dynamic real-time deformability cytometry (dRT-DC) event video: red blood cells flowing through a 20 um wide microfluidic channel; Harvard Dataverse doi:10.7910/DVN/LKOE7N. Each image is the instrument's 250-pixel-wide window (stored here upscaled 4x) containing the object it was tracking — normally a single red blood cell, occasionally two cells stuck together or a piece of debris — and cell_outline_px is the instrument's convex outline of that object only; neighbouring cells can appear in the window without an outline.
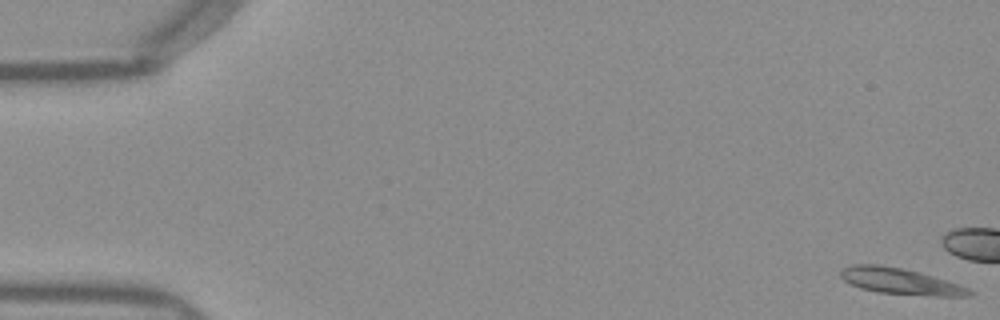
{"species": "Egyptian fruit bat (a non-hibernating species)", "species_latin": "Rousettus aegyptiacus", "temperature_condition": "warm", "stored_images_in_passage": 15, "camera_frame_rate_fps": 3000, "um_per_image_px": 0.085, "frame": {"image": 1, "passage_image": 1, "time_ms": 0.0, "image_size_px": [1000, 320], "cell_outline_px": [[972, 292], [968, 296], [936, 296], [876, 292], [860, 288], [844, 280], [840, 276], [840, 272], [844, 268], [852, 264], [876, 264], [900, 268], [932, 276], [960, 284], [968, 288]], "centroid_in_image_um": [76.5, 23.91], "position_along_channel_um": 8.5, "area_um2": 19.25}}